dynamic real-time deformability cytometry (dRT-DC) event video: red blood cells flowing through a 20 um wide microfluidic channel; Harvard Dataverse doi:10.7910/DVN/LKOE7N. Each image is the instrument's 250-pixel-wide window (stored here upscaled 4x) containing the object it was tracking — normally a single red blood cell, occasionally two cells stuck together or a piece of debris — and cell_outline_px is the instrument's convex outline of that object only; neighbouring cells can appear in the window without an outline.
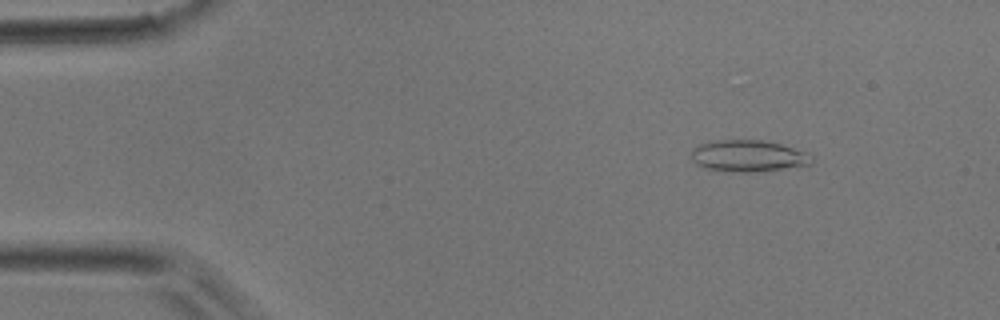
{"species": "common noctule bat (a hibernating species)", "species_latin": "Nyctalus noctula", "temperature_condition": "room temperature", "stored_images_in_passage": 41, "camera_frame_rate_fps": 3000, "um_per_image_px": 0.085, "animal": {"sex": "male", "body_mass_g": 17.9}, "frame": {"image": 1, "passage_image": 2, "time_ms": 0.333, "image_size_px": [1000, 320], "cell_outline_px": [[812, 164], [756, 172], [724, 172], [704, 168], [696, 164], [692, 160], [692, 148], [708, 140], [764, 140], [780, 144], [808, 152], [812, 156]], "centroid_in_image_um": [63.56, 13.25], "position_along_channel_um": 21.4, "area_um2": 22.48}}
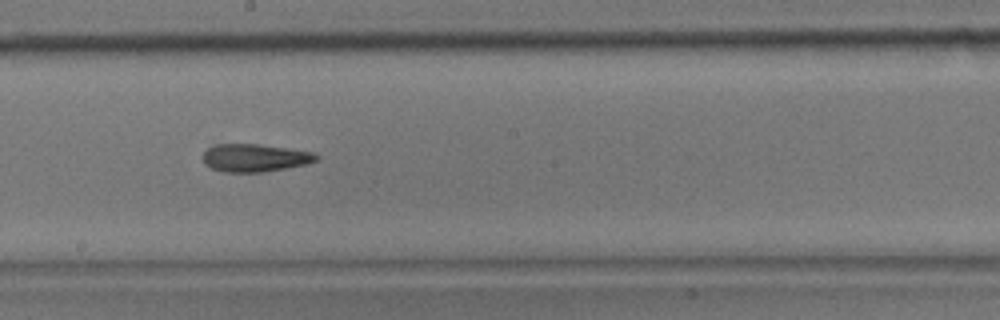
{"frame": {"image": 2, "passage_image": 21, "time_ms": 6.667, "image_size_px": [1000, 320], "cell_outline_px": [[320, 160], [308, 164], [264, 172], [224, 172], [212, 168], [204, 164], [200, 156], [212, 144], [256, 144], [312, 152], [320, 156]], "centroid_in_image_um": [21.64, 13.42], "position_along_channel_um": 226.6, "area_um2": 18.55}}
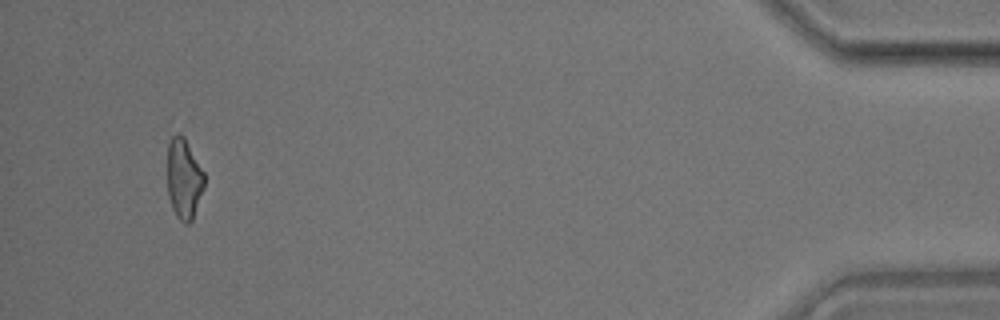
{"frame": {"image": 3, "passage_image": 39, "time_ms": 12.667, "image_size_px": [1000, 320], "cell_outline_px": [[204, 188], [192, 220], [188, 224], [184, 224], [176, 216], [172, 208], [168, 196], [168, 144], [172, 136], [184, 136], [204, 172]], "centroid_in_image_um": [15.64, 15.23], "position_along_channel_um": 419.6, "area_um2": 17.17}}